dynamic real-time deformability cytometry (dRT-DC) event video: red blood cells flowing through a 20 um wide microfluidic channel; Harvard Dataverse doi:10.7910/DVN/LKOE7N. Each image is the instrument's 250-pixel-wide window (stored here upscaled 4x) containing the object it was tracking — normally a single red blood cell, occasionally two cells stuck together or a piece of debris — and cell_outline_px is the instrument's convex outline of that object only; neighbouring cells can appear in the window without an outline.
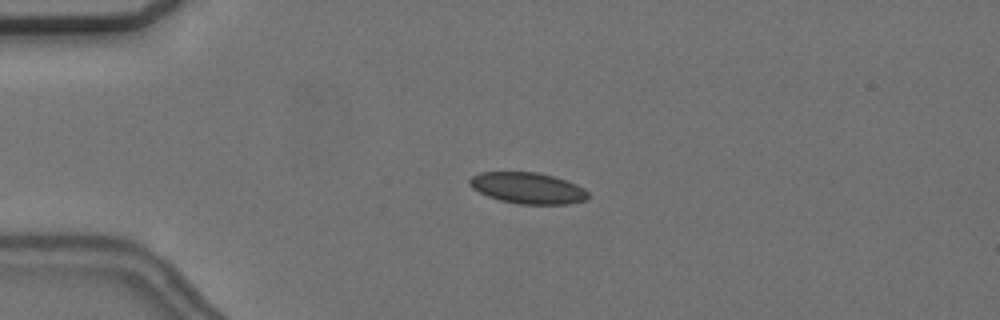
{"species": "common noctule bat (a hibernating species)", "species_latin": "Nyctalus noctula", "temperature_condition": "cold", "stored_images_in_passage": 57, "camera_frame_rate_fps": 3000, "um_per_image_px": 0.085, "animal": {"sex": "female", "body_mass_g": 24.6, "forearm_length_mm": 56.2}, "frame": {"image": 1, "passage_image": 14, "time_ms": 4.333, "image_size_px": [1000, 320], "cell_outline_px": [[588, 196], [584, 200], [568, 204], [520, 204], [500, 200], [488, 196], [472, 188], [468, 184], [468, 180], [472, 176], [480, 172], [536, 172], [552, 176], [576, 184], [584, 188], [588, 192]], "centroid_in_image_um": [44.83, 15.98], "position_along_channel_um": 40.2, "area_um2": 21.39}}
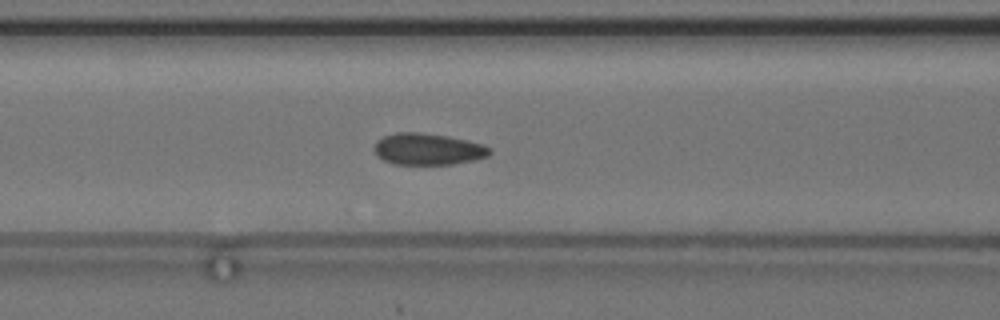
{"frame": {"image": 2, "passage_image": 24, "time_ms": 7.667, "image_size_px": [1000, 320], "cell_outline_px": [[492, 152], [488, 156], [472, 160], [452, 164], [396, 164], [384, 160], [376, 156], [372, 148], [376, 140], [384, 136], [396, 132], [416, 132], [448, 136], [480, 144], [492, 148]], "centroid_in_image_um": [36.32, 12.67], "position_along_channel_um": 130.3, "area_um2": 21.21}}
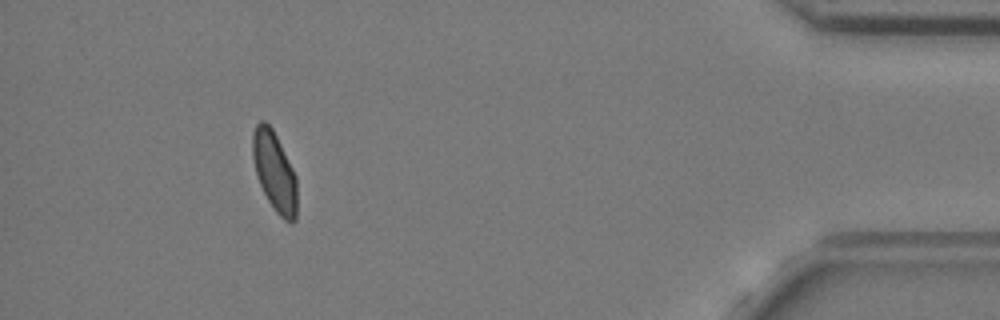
{"frame": {"image": 3, "passage_image": 52, "time_ms": 17.0, "image_size_px": [1000, 320], "cell_outline_px": [[296, 220], [292, 224], [284, 220], [276, 212], [268, 200], [256, 176], [252, 156], [252, 132], [256, 124], [260, 120], [264, 120], [272, 128], [296, 176]], "centroid_in_image_um": [23.31, 14.58], "position_along_channel_um": 411.9, "area_um2": 20.52}, "authors_computed_cell_mechanics": {"area_um2": 20.8658, "velocity_mm_per_s": 3.6603, "shape_relaxation_time_tau1_ms": null, "shape_relaxation_time_tau2_ms": 1.2417, "deformation_change_tau1": null, "deformation_change_tau2": 0.0598}}